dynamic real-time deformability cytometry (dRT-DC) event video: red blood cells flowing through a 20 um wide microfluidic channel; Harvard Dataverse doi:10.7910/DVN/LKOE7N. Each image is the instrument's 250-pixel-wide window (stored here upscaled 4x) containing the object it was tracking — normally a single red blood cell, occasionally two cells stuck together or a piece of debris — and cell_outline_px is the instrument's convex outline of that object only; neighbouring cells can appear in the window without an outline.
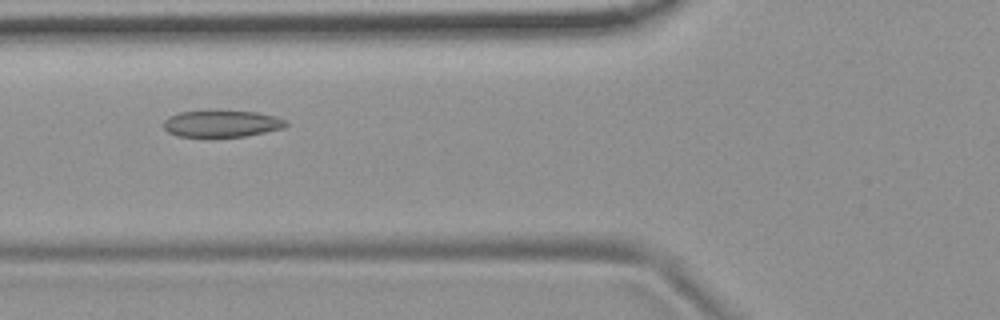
{"species": "common noctule bat (a hibernating species)", "species_latin": "Nyctalus noctula", "temperature_condition": "room temperature", "stored_images_in_passage": 14, "camera_frame_rate_fps": 3000, "um_per_image_px": 0.085, "animal": {"sex": "female", "body_mass_g": 19.9}, "frame": {"image": 1, "passage_image": 5, "time_ms": 1.333, "image_size_px": [1000, 320], "cell_outline_px": [[288, 124], [284, 128], [244, 136], [180, 136], [168, 132], [164, 128], [164, 120], [168, 116], [180, 112], [256, 112], [276, 116], [284, 120]], "centroid_in_image_um": [18.85, 10.52], "position_along_channel_um": 107.0, "area_um2": 18.44}}
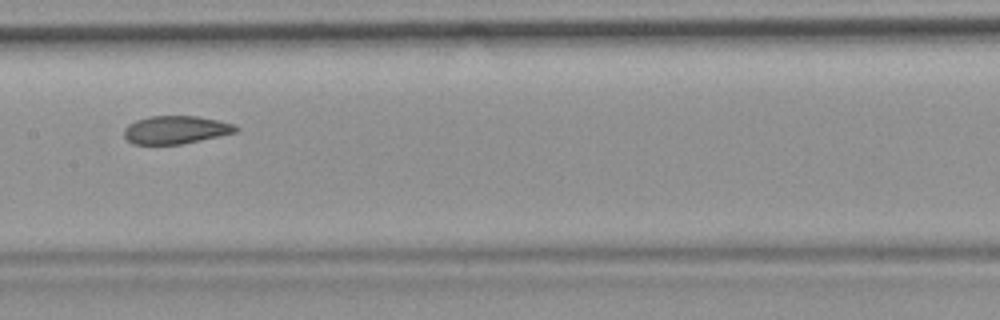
{"frame": {"image": 2, "passage_image": 7, "time_ms": 2.0, "image_size_px": [1000, 320], "cell_outline_px": [[240, 128], [236, 132], [200, 140], [180, 144], [132, 144], [124, 136], [124, 128], [128, 124], [136, 120], [148, 116], [196, 116], [236, 124]], "centroid_in_image_um": [14.93, 11.03], "position_along_channel_um": 192.5, "area_um2": 18.21}}
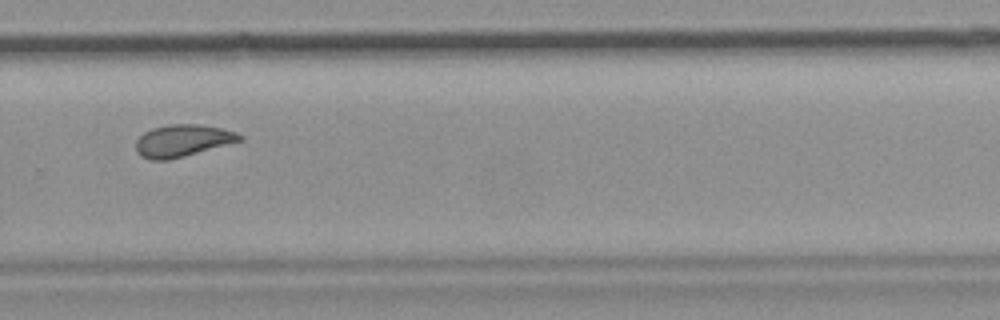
{"frame": {"image": 3, "passage_image": 10, "time_ms": 3.0, "image_size_px": [1000, 320], "cell_outline_px": [[244, 140], [184, 156], [168, 160], [152, 160], [140, 156], [136, 152], [136, 140], [144, 132], [152, 128], [172, 124], [204, 124], [236, 132], [244, 136]], "centroid_in_image_um": [15.53, 11.95], "position_along_channel_um": 314.3, "area_um2": 19.48}}